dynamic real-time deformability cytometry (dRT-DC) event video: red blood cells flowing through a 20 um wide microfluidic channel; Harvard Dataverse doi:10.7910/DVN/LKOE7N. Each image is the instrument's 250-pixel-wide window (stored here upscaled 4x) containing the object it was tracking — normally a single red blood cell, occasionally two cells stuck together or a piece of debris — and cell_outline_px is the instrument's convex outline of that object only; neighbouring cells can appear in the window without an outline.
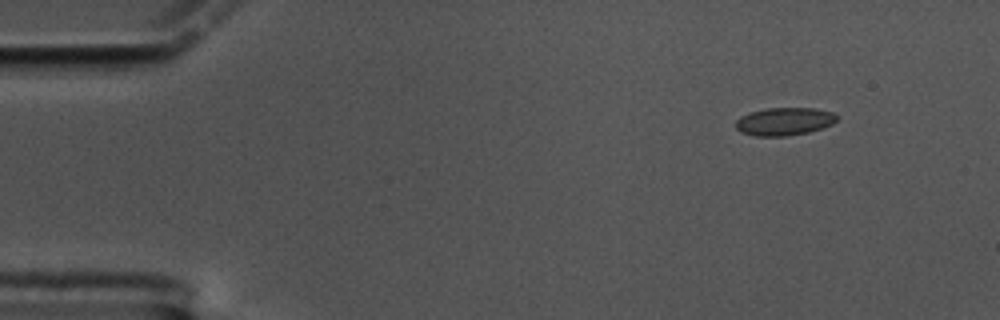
{"species": "common noctule bat (a hibernating species)", "species_latin": "Nyctalus noctula", "temperature_condition": "cold", "stored_images_in_passage": 54, "camera_frame_rate_fps": 3000, "um_per_image_px": 0.085, "animal": {"sex": "male", "body_mass_g": 17.5, "forearm_length_mm": 52.3}, "frame": {"image": 1, "passage_image": 1, "time_ms": 0.0, "image_size_px": [1000, 320], "cell_outline_px": [[840, 116], [832, 124], [808, 132], [788, 136], [756, 136], [740, 132], [736, 128], [736, 120], [740, 116], [764, 108], [816, 108], [832, 112]], "centroid_in_image_um": [66.67, 10.32], "position_along_channel_um": 18.3, "area_um2": 16.47}}
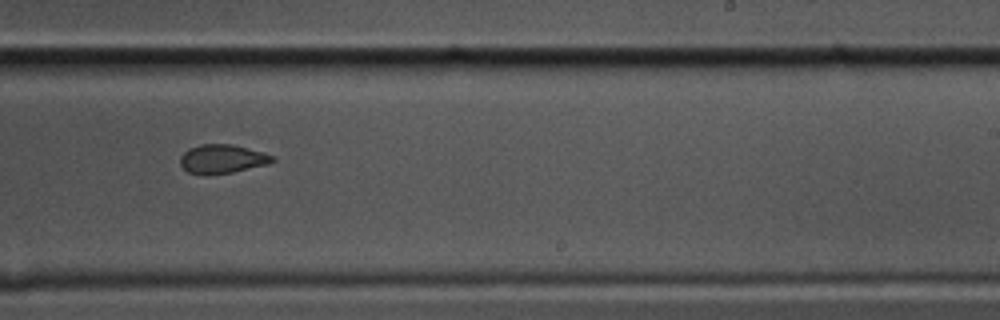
{"frame": {"image": 2, "passage_image": 31, "time_ms": 10.0, "image_size_px": [1000, 320], "cell_outline_px": [[276, 160], [268, 164], [232, 172], [204, 176], [188, 172], [180, 164], [180, 156], [188, 148], [200, 144], [232, 144], [264, 152], [276, 156]], "centroid_in_image_um": [18.89, 13.51], "position_along_channel_um": 270.1, "area_um2": 15.78}}
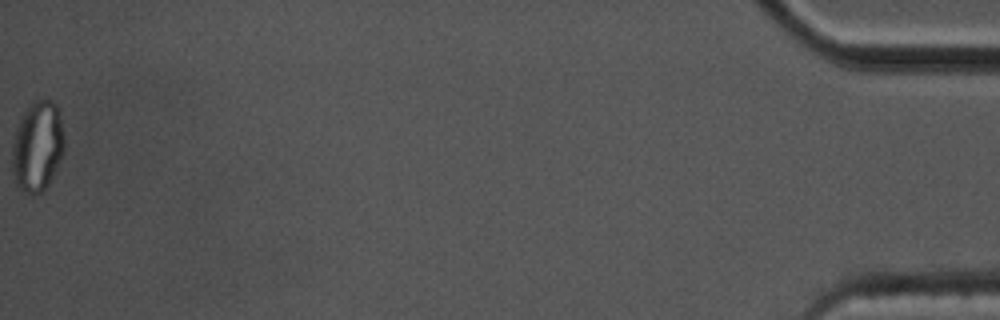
{"frame": {"image": 3, "passage_image": 54, "time_ms": 17.667, "image_size_px": [1000, 320], "cell_outline_px": [[64, 152], [56, 172], [48, 184], [40, 192], [32, 196], [16, 188], [12, 176], [12, 144], [16, 128], [20, 116], [32, 100], [52, 100], [56, 104], [60, 116], [64, 136]], "centroid_in_image_um": [3.16, 12.46], "position_along_channel_um": 432.0, "area_um2": 28.15}, "authors_computed_cell_mechanics": {"area_um2": 16.3863, "velocity_mm_per_s": 3.417, "shape_relaxation_time_tau1_ms": null, "shape_relaxation_time_tau2_ms": 1.9497, "deformation_change_tau1": null, "deformation_change_tau2": 0.0566}}